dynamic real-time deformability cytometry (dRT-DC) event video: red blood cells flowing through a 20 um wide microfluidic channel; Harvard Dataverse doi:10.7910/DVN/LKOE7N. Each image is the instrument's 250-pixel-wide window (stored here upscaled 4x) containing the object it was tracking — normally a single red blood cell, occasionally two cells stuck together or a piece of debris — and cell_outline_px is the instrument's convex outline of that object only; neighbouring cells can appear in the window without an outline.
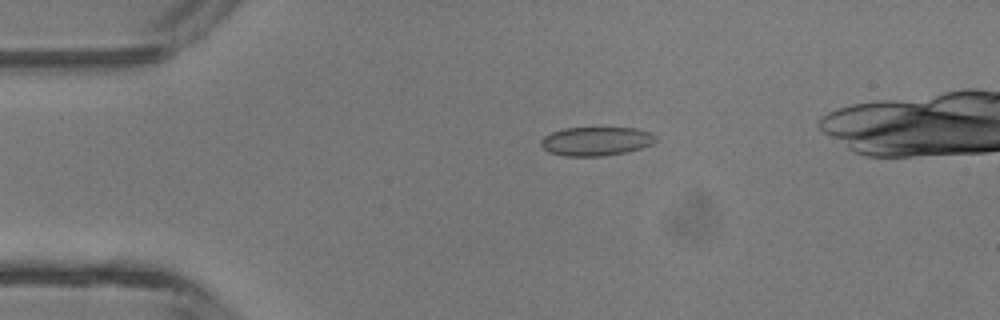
{"species": "common noctule bat (a hibernating species)", "species_latin": "Nyctalus noctula", "temperature_condition": "room temperature", "stored_images_in_passage": 5, "camera_frame_rate_fps": 3000, "um_per_image_px": 0.085, "animal": {"sex": "male", "body_mass_g": 13.3}, "frame": {"image": 1, "passage_image": 3, "time_ms": 2.333, "image_size_px": [1000, 320], "cell_outline_px": [[656, 140], [652, 144], [640, 148], [624, 152], [600, 156], [564, 156], [548, 152], [540, 144], [540, 140], [544, 136], [552, 132], [564, 128], [636, 128], [652, 132], [656, 136]], "centroid_in_image_um": [50.66, 12.0], "position_along_channel_um": 34.3, "area_um2": 19.25}}